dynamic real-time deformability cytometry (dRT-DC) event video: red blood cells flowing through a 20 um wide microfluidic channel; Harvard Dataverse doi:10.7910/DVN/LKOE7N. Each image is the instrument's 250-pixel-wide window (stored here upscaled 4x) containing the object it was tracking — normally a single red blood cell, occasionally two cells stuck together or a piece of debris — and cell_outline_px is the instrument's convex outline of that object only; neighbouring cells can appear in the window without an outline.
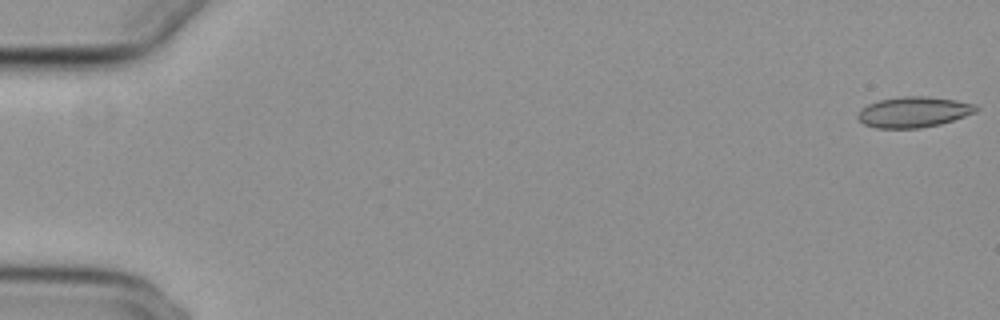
{"species": "common noctule bat (a hibernating species)", "species_latin": "Nyctalus noctula", "temperature_condition": "cold", "stored_images_in_passage": 14, "camera_frame_rate_fps": 3000, "um_per_image_px": 0.085, "animal": {"sex": "female", "body_mass_g": 29.2, "forearm_length_mm": 56.3}, "frame": {"image": 1, "passage_image": 1, "time_ms": 0.0, "image_size_px": [1000, 320], "cell_outline_px": [[980, 108], [976, 112], [940, 124], [920, 128], [876, 128], [864, 124], [856, 116], [860, 108], [868, 104], [880, 100], [904, 96], [924, 96], [956, 100], [976, 104]], "centroid_in_image_um": [77.66, 9.52], "position_along_channel_um": 7.3, "area_um2": 21.1}}